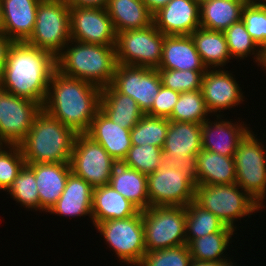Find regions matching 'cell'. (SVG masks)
Listing matches in <instances>:
<instances>
[{
	"label": "cell",
	"mask_w": 266,
	"mask_h": 266,
	"mask_svg": "<svg viewBox=\"0 0 266 266\" xmlns=\"http://www.w3.org/2000/svg\"><path fill=\"white\" fill-rule=\"evenodd\" d=\"M163 86L179 93L200 90L206 71L157 69Z\"/></svg>",
	"instance_id": "obj_40"
},
{
	"label": "cell",
	"mask_w": 266,
	"mask_h": 266,
	"mask_svg": "<svg viewBox=\"0 0 266 266\" xmlns=\"http://www.w3.org/2000/svg\"><path fill=\"white\" fill-rule=\"evenodd\" d=\"M70 40V6L65 0H41L33 33L25 42L56 57Z\"/></svg>",
	"instance_id": "obj_6"
},
{
	"label": "cell",
	"mask_w": 266,
	"mask_h": 266,
	"mask_svg": "<svg viewBox=\"0 0 266 266\" xmlns=\"http://www.w3.org/2000/svg\"><path fill=\"white\" fill-rule=\"evenodd\" d=\"M140 210L109 184L94 188L92 220L94 226L107 220L124 219Z\"/></svg>",
	"instance_id": "obj_26"
},
{
	"label": "cell",
	"mask_w": 266,
	"mask_h": 266,
	"mask_svg": "<svg viewBox=\"0 0 266 266\" xmlns=\"http://www.w3.org/2000/svg\"><path fill=\"white\" fill-rule=\"evenodd\" d=\"M76 135L42 109L19 144L25 164L70 163Z\"/></svg>",
	"instance_id": "obj_3"
},
{
	"label": "cell",
	"mask_w": 266,
	"mask_h": 266,
	"mask_svg": "<svg viewBox=\"0 0 266 266\" xmlns=\"http://www.w3.org/2000/svg\"><path fill=\"white\" fill-rule=\"evenodd\" d=\"M130 130L122 128L99 110L86 134L98 142L117 162H122L132 146Z\"/></svg>",
	"instance_id": "obj_22"
},
{
	"label": "cell",
	"mask_w": 266,
	"mask_h": 266,
	"mask_svg": "<svg viewBox=\"0 0 266 266\" xmlns=\"http://www.w3.org/2000/svg\"><path fill=\"white\" fill-rule=\"evenodd\" d=\"M0 33H3V21H2L1 3H0Z\"/></svg>",
	"instance_id": "obj_51"
},
{
	"label": "cell",
	"mask_w": 266,
	"mask_h": 266,
	"mask_svg": "<svg viewBox=\"0 0 266 266\" xmlns=\"http://www.w3.org/2000/svg\"><path fill=\"white\" fill-rule=\"evenodd\" d=\"M35 175L40 210L49 212L64 191L68 176L72 173L70 163L26 164Z\"/></svg>",
	"instance_id": "obj_20"
},
{
	"label": "cell",
	"mask_w": 266,
	"mask_h": 266,
	"mask_svg": "<svg viewBox=\"0 0 266 266\" xmlns=\"http://www.w3.org/2000/svg\"><path fill=\"white\" fill-rule=\"evenodd\" d=\"M196 3L201 5L203 2L209 1V0H194Z\"/></svg>",
	"instance_id": "obj_52"
},
{
	"label": "cell",
	"mask_w": 266,
	"mask_h": 266,
	"mask_svg": "<svg viewBox=\"0 0 266 266\" xmlns=\"http://www.w3.org/2000/svg\"><path fill=\"white\" fill-rule=\"evenodd\" d=\"M119 260L138 265L146 253L142 211L124 219L107 220L95 226Z\"/></svg>",
	"instance_id": "obj_12"
},
{
	"label": "cell",
	"mask_w": 266,
	"mask_h": 266,
	"mask_svg": "<svg viewBox=\"0 0 266 266\" xmlns=\"http://www.w3.org/2000/svg\"><path fill=\"white\" fill-rule=\"evenodd\" d=\"M56 70V57L25 41L13 42L0 75V84L16 96L45 103L49 81Z\"/></svg>",
	"instance_id": "obj_1"
},
{
	"label": "cell",
	"mask_w": 266,
	"mask_h": 266,
	"mask_svg": "<svg viewBox=\"0 0 266 266\" xmlns=\"http://www.w3.org/2000/svg\"><path fill=\"white\" fill-rule=\"evenodd\" d=\"M15 201L25 208L40 210V200L34 172L25 164L8 189Z\"/></svg>",
	"instance_id": "obj_38"
},
{
	"label": "cell",
	"mask_w": 266,
	"mask_h": 266,
	"mask_svg": "<svg viewBox=\"0 0 266 266\" xmlns=\"http://www.w3.org/2000/svg\"><path fill=\"white\" fill-rule=\"evenodd\" d=\"M264 1H266V0H264ZM248 3H251V4H254V5H257V6H263V7H266V3H262V2H257L256 0L254 1V0H248Z\"/></svg>",
	"instance_id": "obj_49"
},
{
	"label": "cell",
	"mask_w": 266,
	"mask_h": 266,
	"mask_svg": "<svg viewBox=\"0 0 266 266\" xmlns=\"http://www.w3.org/2000/svg\"><path fill=\"white\" fill-rule=\"evenodd\" d=\"M164 37L153 23L142 29L118 32L117 63L157 69L162 59Z\"/></svg>",
	"instance_id": "obj_9"
},
{
	"label": "cell",
	"mask_w": 266,
	"mask_h": 266,
	"mask_svg": "<svg viewBox=\"0 0 266 266\" xmlns=\"http://www.w3.org/2000/svg\"><path fill=\"white\" fill-rule=\"evenodd\" d=\"M191 37L194 41L197 52L201 61L206 68L208 66L223 67L231 56L228 50L226 37L223 31L209 30L199 27Z\"/></svg>",
	"instance_id": "obj_31"
},
{
	"label": "cell",
	"mask_w": 266,
	"mask_h": 266,
	"mask_svg": "<svg viewBox=\"0 0 266 266\" xmlns=\"http://www.w3.org/2000/svg\"><path fill=\"white\" fill-rule=\"evenodd\" d=\"M209 113L200 89L180 93L179 99L167 119L202 124L207 120L206 116Z\"/></svg>",
	"instance_id": "obj_34"
},
{
	"label": "cell",
	"mask_w": 266,
	"mask_h": 266,
	"mask_svg": "<svg viewBox=\"0 0 266 266\" xmlns=\"http://www.w3.org/2000/svg\"><path fill=\"white\" fill-rule=\"evenodd\" d=\"M192 261L189 247H175L146 252L137 266H190Z\"/></svg>",
	"instance_id": "obj_39"
},
{
	"label": "cell",
	"mask_w": 266,
	"mask_h": 266,
	"mask_svg": "<svg viewBox=\"0 0 266 266\" xmlns=\"http://www.w3.org/2000/svg\"><path fill=\"white\" fill-rule=\"evenodd\" d=\"M100 110L125 129H132L144 115L132 97L119 93L111 84L101 89Z\"/></svg>",
	"instance_id": "obj_28"
},
{
	"label": "cell",
	"mask_w": 266,
	"mask_h": 266,
	"mask_svg": "<svg viewBox=\"0 0 266 266\" xmlns=\"http://www.w3.org/2000/svg\"><path fill=\"white\" fill-rule=\"evenodd\" d=\"M186 242L219 231H235L194 200L186 207ZM192 234V235H191Z\"/></svg>",
	"instance_id": "obj_32"
},
{
	"label": "cell",
	"mask_w": 266,
	"mask_h": 266,
	"mask_svg": "<svg viewBox=\"0 0 266 266\" xmlns=\"http://www.w3.org/2000/svg\"><path fill=\"white\" fill-rule=\"evenodd\" d=\"M69 6L105 8L108 0H65Z\"/></svg>",
	"instance_id": "obj_45"
},
{
	"label": "cell",
	"mask_w": 266,
	"mask_h": 266,
	"mask_svg": "<svg viewBox=\"0 0 266 266\" xmlns=\"http://www.w3.org/2000/svg\"><path fill=\"white\" fill-rule=\"evenodd\" d=\"M190 266H217L216 262L192 260Z\"/></svg>",
	"instance_id": "obj_47"
},
{
	"label": "cell",
	"mask_w": 266,
	"mask_h": 266,
	"mask_svg": "<svg viewBox=\"0 0 266 266\" xmlns=\"http://www.w3.org/2000/svg\"><path fill=\"white\" fill-rule=\"evenodd\" d=\"M148 199L151 206H187L194 200L193 166L164 162L147 175Z\"/></svg>",
	"instance_id": "obj_5"
},
{
	"label": "cell",
	"mask_w": 266,
	"mask_h": 266,
	"mask_svg": "<svg viewBox=\"0 0 266 266\" xmlns=\"http://www.w3.org/2000/svg\"><path fill=\"white\" fill-rule=\"evenodd\" d=\"M13 41L6 37L4 33H0V75L4 67L9 47Z\"/></svg>",
	"instance_id": "obj_44"
},
{
	"label": "cell",
	"mask_w": 266,
	"mask_h": 266,
	"mask_svg": "<svg viewBox=\"0 0 266 266\" xmlns=\"http://www.w3.org/2000/svg\"><path fill=\"white\" fill-rule=\"evenodd\" d=\"M236 80L225 70H209L203 74L201 91L210 113L240 104L243 96Z\"/></svg>",
	"instance_id": "obj_18"
},
{
	"label": "cell",
	"mask_w": 266,
	"mask_h": 266,
	"mask_svg": "<svg viewBox=\"0 0 266 266\" xmlns=\"http://www.w3.org/2000/svg\"><path fill=\"white\" fill-rule=\"evenodd\" d=\"M234 231H219L192 239L187 245L192 260L220 263L228 259L221 258Z\"/></svg>",
	"instance_id": "obj_33"
},
{
	"label": "cell",
	"mask_w": 266,
	"mask_h": 266,
	"mask_svg": "<svg viewBox=\"0 0 266 266\" xmlns=\"http://www.w3.org/2000/svg\"><path fill=\"white\" fill-rule=\"evenodd\" d=\"M248 0H209L200 5V27L225 31L242 18Z\"/></svg>",
	"instance_id": "obj_30"
},
{
	"label": "cell",
	"mask_w": 266,
	"mask_h": 266,
	"mask_svg": "<svg viewBox=\"0 0 266 266\" xmlns=\"http://www.w3.org/2000/svg\"><path fill=\"white\" fill-rule=\"evenodd\" d=\"M217 266H234V265L230 260H229V262H228V260H226V261L217 263Z\"/></svg>",
	"instance_id": "obj_50"
},
{
	"label": "cell",
	"mask_w": 266,
	"mask_h": 266,
	"mask_svg": "<svg viewBox=\"0 0 266 266\" xmlns=\"http://www.w3.org/2000/svg\"><path fill=\"white\" fill-rule=\"evenodd\" d=\"M202 124L168 120V131L162 148L164 162L193 165L202 150Z\"/></svg>",
	"instance_id": "obj_16"
},
{
	"label": "cell",
	"mask_w": 266,
	"mask_h": 266,
	"mask_svg": "<svg viewBox=\"0 0 266 266\" xmlns=\"http://www.w3.org/2000/svg\"><path fill=\"white\" fill-rule=\"evenodd\" d=\"M122 163L148 175L157 171L164 163L163 150L150 144L132 145Z\"/></svg>",
	"instance_id": "obj_36"
},
{
	"label": "cell",
	"mask_w": 266,
	"mask_h": 266,
	"mask_svg": "<svg viewBox=\"0 0 266 266\" xmlns=\"http://www.w3.org/2000/svg\"><path fill=\"white\" fill-rule=\"evenodd\" d=\"M208 120L202 123V149L223 156L234 157L239 143L250 130L244 127V124L238 125L237 123L234 125L231 121H216V123H211Z\"/></svg>",
	"instance_id": "obj_23"
},
{
	"label": "cell",
	"mask_w": 266,
	"mask_h": 266,
	"mask_svg": "<svg viewBox=\"0 0 266 266\" xmlns=\"http://www.w3.org/2000/svg\"><path fill=\"white\" fill-rule=\"evenodd\" d=\"M241 20L252 39L263 50L266 47V7L247 2Z\"/></svg>",
	"instance_id": "obj_42"
},
{
	"label": "cell",
	"mask_w": 266,
	"mask_h": 266,
	"mask_svg": "<svg viewBox=\"0 0 266 266\" xmlns=\"http://www.w3.org/2000/svg\"><path fill=\"white\" fill-rule=\"evenodd\" d=\"M239 186L228 185H196L194 201L212 212L227 227H234V220L251 215L255 210L262 208ZM244 191V192H242ZM248 214V215H247Z\"/></svg>",
	"instance_id": "obj_8"
},
{
	"label": "cell",
	"mask_w": 266,
	"mask_h": 266,
	"mask_svg": "<svg viewBox=\"0 0 266 266\" xmlns=\"http://www.w3.org/2000/svg\"><path fill=\"white\" fill-rule=\"evenodd\" d=\"M116 36L106 8L70 6L71 40L115 46Z\"/></svg>",
	"instance_id": "obj_15"
},
{
	"label": "cell",
	"mask_w": 266,
	"mask_h": 266,
	"mask_svg": "<svg viewBox=\"0 0 266 266\" xmlns=\"http://www.w3.org/2000/svg\"><path fill=\"white\" fill-rule=\"evenodd\" d=\"M262 67L266 69V47L262 50Z\"/></svg>",
	"instance_id": "obj_48"
},
{
	"label": "cell",
	"mask_w": 266,
	"mask_h": 266,
	"mask_svg": "<svg viewBox=\"0 0 266 266\" xmlns=\"http://www.w3.org/2000/svg\"><path fill=\"white\" fill-rule=\"evenodd\" d=\"M41 110L39 103L8 93L0 84V145H19Z\"/></svg>",
	"instance_id": "obj_13"
},
{
	"label": "cell",
	"mask_w": 266,
	"mask_h": 266,
	"mask_svg": "<svg viewBox=\"0 0 266 266\" xmlns=\"http://www.w3.org/2000/svg\"><path fill=\"white\" fill-rule=\"evenodd\" d=\"M117 163L108 152L86 133L76 135L70 159L71 172L93 188L108 185Z\"/></svg>",
	"instance_id": "obj_11"
},
{
	"label": "cell",
	"mask_w": 266,
	"mask_h": 266,
	"mask_svg": "<svg viewBox=\"0 0 266 266\" xmlns=\"http://www.w3.org/2000/svg\"><path fill=\"white\" fill-rule=\"evenodd\" d=\"M109 185L134 204L140 211L150 207L147 175L132 169L122 162L113 167Z\"/></svg>",
	"instance_id": "obj_27"
},
{
	"label": "cell",
	"mask_w": 266,
	"mask_h": 266,
	"mask_svg": "<svg viewBox=\"0 0 266 266\" xmlns=\"http://www.w3.org/2000/svg\"><path fill=\"white\" fill-rule=\"evenodd\" d=\"M142 224L146 252L187 244L185 206H151Z\"/></svg>",
	"instance_id": "obj_7"
},
{
	"label": "cell",
	"mask_w": 266,
	"mask_h": 266,
	"mask_svg": "<svg viewBox=\"0 0 266 266\" xmlns=\"http://www.w3.org/2000/svg\"><path fill=\"white\" fill-rule=\"evenodd\" d=\"M153 24L164 35H191L200 27V5L194 0H170L153 14Z\"/></svg>",
	"instance_id": "obj_17"
},
{
	"label": "cell",
	"mask_w": 266,
	"mask_h": 266,
	"mask_svg": "<svg viewBox=\"0 0 266 266\" xmlns=\"http://www.w3.org/2000/svg\"><path fill=\"white\" fill-rule=\"evenodd\" d=\"M157 69L206 71L191 35H165Z\"/></svg>",
	"instance_id": "obj_24"
},
{
	"label": "cell",
	"mask_w": 266,
	"mask_h": 266,
	"mask_svg": "<svg viewBox=\"0 0 266 266\" xmlns=\"http://www.w3.org/2000/svg\"><path fill=\"white\" fill-rule=\"evenodd\" d=\"M149 11L154 14L160 8L166 6L170 0H142Z\"/></svg>",
	"instance_id": "obj_46"
},
{
	"label": "cell",
	"mask_w": 266,
	"mask_h": 266,
	"mask_svg": "<svg viewBox=\"0 0 266 266\" xmlns=\"http://www.w3.org/2000/svg\"><path fill=\"white\" fill-rule=\"evenodd\" d=\"M2 146L0 145V189L8 191L25 165V160L19 145H8L10 151L3 150Z\"/></svg>",
	"instance_id": "obj_41"
},
{
	"label": "cell",
	"mask_w": 266,
	"mask_h": 266,
	"mask_svg": "<svg viewBox=\"0 0 266 266\" xmlns=\"http://www.w3.org/2000/svg\"><path fill=\"white\" fill-rule=\"evenodd\" d=\"M105 8L116 33L142 29L153 23V14L142 0H108Z\"/></svg>",
	"instance_id": "obj_29"
},
{
	"label": "cell",
	"mask_w": 266,
	"mask_h": 266,
	"mask_svg": "<svg viewBox=\"0 0 266 266\" xmlns=\"http://www.w3.org/2000/svg\"><path fill=\"white\" fill-rule=\"evenodd\" d=\"M75 45L56 56V70L62 74L94 84L101 89L113 81L117 67L115 46L70 40Z\"/></svg>",
	"instance_id": "obj_4"
},
{
	"label": "cell",
	"mask_w": 266,
	"mask_h": 266,
	"mask_svg": "<svg viewBox=\"0 0 266 266\" xmlns=\"http://www.w3.org/2000/svg\"><path fill=\"white\" fill-rule=\"evenodd\" d=\"M93 190L83 178L71 173L62 195L49 212L69 217L89 214L92 219Z\"/></svg>",
	"instance_id": "obj_25"
},
{
	"label": "cell",
	"mask_w": 266,
	"mask_h": 266,
	"mask_svg": "<svg viewBox=\"0 0 266 266\" xmlns=\"http://www.w3.org/2000/svg\"><path fill=\"white\" fill-rule=\"evenodd\" d=\"M193 177L196 185H228L236 183L234 157L202 149L196 156Z\"/></svg>",
	"instance_id": "obj_21"
},
{
	"label": "cell",
	"mask_w": 266,
	"mask_h": 266,
	"mask_svg": "<svg viewBox=\"0 0 266 266\" xmlns=\"http://www.w3.org/2000/svg\"><path fill=\"white\" fill-rule=\"evenodd\" d=\"M41 0H0L3 33L13 42L26 41L33 33Z\"/></svg>",
	"instance_id": "obj_19"
},
{
	"label": "cell",
	"mask_w": 266,
	"mask_h": 266,
	"mask_svg": "<svg viewBox=\"0 0 266 266\" xmlns=\"http://www.w3.org/2000/svg\"><path fill=\"white\" fill-rule=\"evenodd\" d=\"M168 131V119L144 114L130 130L132 145H153L163 148Z\"/></svg>",
	"instance_id": "obj_35"
},
{
	"label": "cell",
	"mask_w": 266,
	"mask_h": 266,
	"mask_svg": "<svg viewBox=\"0 0 266 266\" xmlns=\"http://www.w3.org/2000/svg\"><path fill=\"white\" fill-rule=\"evenodd\" d=\"M228 50L231 57L244 58L251 54H256V62H262V49L258 44L252 39L250 34L247 32L245 24L242 20L233 23L229 28L224 31ZM258 47V48H257ZM256 48L258 50H256ZM255 50L257 51L256 53Z\"/></svg>",
	"instance_id": "obj_37"
},
{
	"label": "cell",
	"mask_w": 266,
	"mask_h": 266,
	"mask_svg": "<svg viewBox=\"0 0 266 266\" xmlns=\"http://www.w3.org/2000/svg\"><path fill=\"white\" fill-rule=\"evenodd\" d=\"M100 100V87L55 70L42 109L77 134L86 133L100 110Z\"/></svg>",
	"instance_id": "obj_2"
},
{
	"label": "cell",
	"mask_w": 266,
	"mask_h": 266,
	"mask_svg": "<svg viewBox=\"0 0 266 266\" xmlns=\"http://www.w3.org/2000/svg\"><path fill=\"white\" fill-rule=\"evenodd\" d=\"M179 96V92L161 85L160 91L154 100V104L146 114L168 118L171 115Z\"/></svg>",
	"instance_id": "obj_43"
},
{
	"label": "cell",
	"mask_w": 266,
	"mask_h": 266,
	"mask_svg": "<svg viewBox=\"0 0 266 266\" xmlns=\"http://www.w3.org/2000/svg\"><path fill=\"white\" fill-rule=\"evenodd\" d=\"M251 132L239 143L234 154L236 184L264 208L262 202L266 195V150Z\"/></svg>",
	"instance_id": "obj_10"
},
{
	"label": "cell",
	"mask_w": 266,
	"mask_h": 266,
	"mask_svg": "<svg viewBox=\"0 0 266 266\" xmlns=\"http://www.w3.org/2000/svg\"><path fill=\"white\" fill-rule=\"evenodd\" d=\"M111 85L119 93L132 97L146 114L154 104L162 83L156 68L117 64Z\"/></svg>",
	"instance_id": "obj_14"
}]
</instances>
